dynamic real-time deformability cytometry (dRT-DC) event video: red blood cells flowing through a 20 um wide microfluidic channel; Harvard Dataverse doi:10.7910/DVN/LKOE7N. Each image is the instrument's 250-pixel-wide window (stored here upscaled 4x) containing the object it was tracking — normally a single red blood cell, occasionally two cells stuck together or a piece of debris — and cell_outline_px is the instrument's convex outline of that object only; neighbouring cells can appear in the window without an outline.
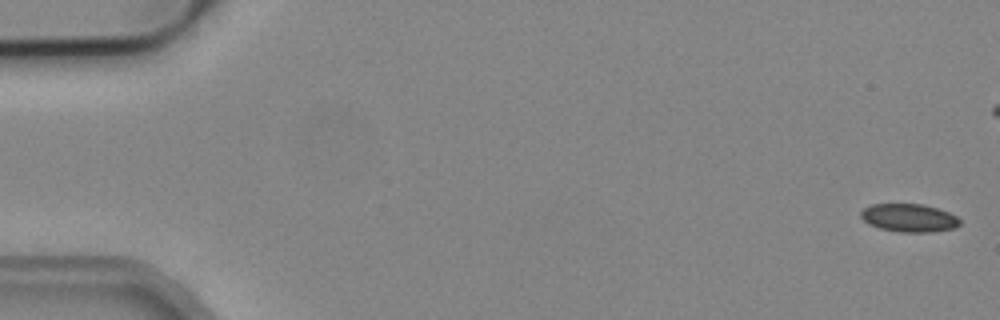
{"species": "common noctule bat (a hibernating species)", "species_latin": "Nyctalus noctula", "temperature_condition": "cold", "stored_images_in_passage": 6, "camera_frame_rate_fps": 3000, "um_per_image_px": 0.085, "animal": {"sex": "male", "body_mass_g": 19.2, "forearm_length_mm": 51.8}, "frame": {"image": 1, "passage_image": 1, "time_ms": 0.0, "image_size_px": [1000, 320], "cell_outline_px": [[960, 224], [956, 228], [932, 232], [900, 232], [880, 228], [868, 224], [860, 216], [860, 212], [864, 208], [872, 204], [924, 204], [948, 212], [956, 216], [960, 220]], "centroid_in_image_um": [77.27, 18.52], "position_along_channel_um": 7.7, "area_um2": 16.24}}